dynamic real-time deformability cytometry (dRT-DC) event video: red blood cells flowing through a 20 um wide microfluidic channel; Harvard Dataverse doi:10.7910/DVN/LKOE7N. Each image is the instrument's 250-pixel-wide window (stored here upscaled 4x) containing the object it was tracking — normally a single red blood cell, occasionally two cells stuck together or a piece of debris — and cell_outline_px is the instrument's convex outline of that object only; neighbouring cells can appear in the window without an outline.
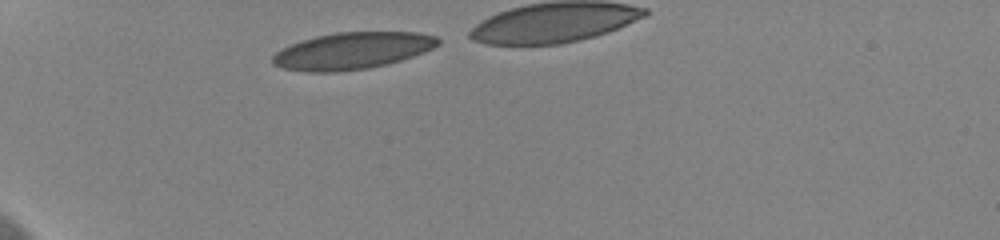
{"species": "human", "species_latin": "Homo sapiens", "temperature_condition": "cold", "stored_images_in_passage": 34, "camera_frame_rate_fps": 3000, "um_per_image_px": 0.085, "donor": {"sex": "female"}, "frame": {"image": 1, "passage_image": 1, "time_ms": 0.0, "image_size_px": [1000, 240], "cell_outline_px": [[440, 44], [424, 52], [400, 60], [368, 68], [336, 72], [304, 72], [284, 68], [272, 64], [272, 56], [276, 52], [292, 44], [316, 36], [336, 32], [420, 32], [436, 36], [440, 40]], "centroid_in_image_um": [29.95, 4.31], "position_along_channel_um": 55.0, "area_um2": 35.32}}
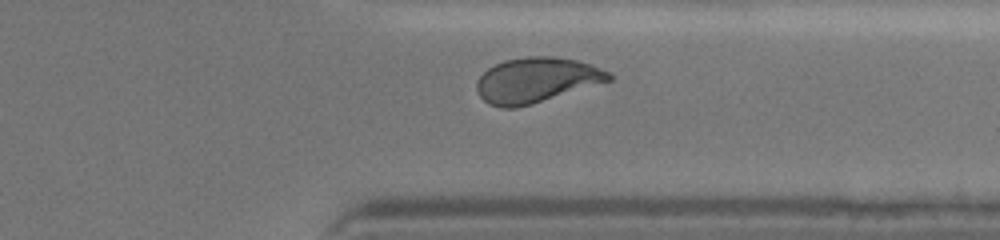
{"frame": {"image": 2, "passage_image": 29, "time_ms": 9.333, "image_size_px": [1000, 240], "cell_outline_px": [[612, 80], [532, 104], [516, 108], [500, 108], [488, 104], [480, 96], [476, 88], [476, 80], [488, 68], [504, 60], [528, 56], [552, 56], [576, 60], [612, 72]], "centroid_in_image_um": [45.57, 6.81], "position_along_channel_um": 365.8, "area_um2": 34.74}}